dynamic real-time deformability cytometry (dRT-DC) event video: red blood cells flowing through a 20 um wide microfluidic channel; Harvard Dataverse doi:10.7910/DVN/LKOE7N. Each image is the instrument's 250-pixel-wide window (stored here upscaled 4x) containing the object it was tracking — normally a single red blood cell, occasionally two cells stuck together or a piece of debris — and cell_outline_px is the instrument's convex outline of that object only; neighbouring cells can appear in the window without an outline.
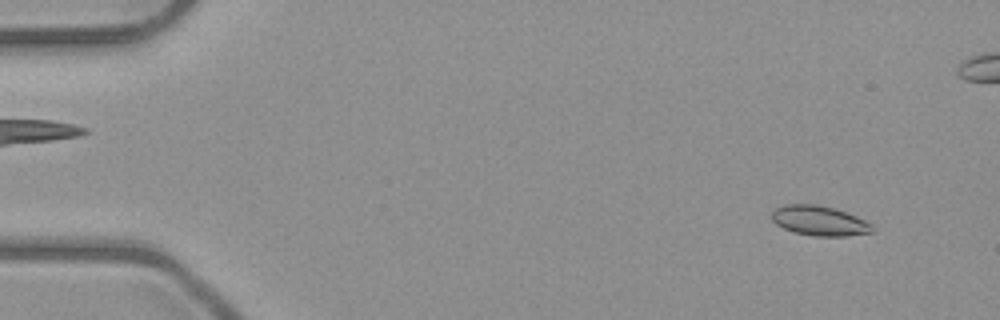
{"species": "common noctule bat (a hibernating species)", "species_latin": "Nyctalus noctula", "temperature_condition": "room temperature", "stored_images_in_passage": 5, "camera_frame_rate_fps": 3000, "um_per_image_px": 0.085, "animal": {"sex": "male", "body_mass_g": 23.1, "forearm_length_mm": 52.7}, "frame": {"image": 1, "passage_image": 1, "time_ms": 0.0, "image_size_px": [1000, 320], "cell_outline_px": [[872, 232], [844, 236], [812, 236], [796, 232], [784, 228], [776, 224], [772, 220], [772, 212], [776, 208], [784, 204], [816, 204], [832, 208], [856, 216], [872, 224]], "centroid_in_image_um": [69.62, 18.76], "position_along_channel_um": 15.4, "area_um2": 17.22}}